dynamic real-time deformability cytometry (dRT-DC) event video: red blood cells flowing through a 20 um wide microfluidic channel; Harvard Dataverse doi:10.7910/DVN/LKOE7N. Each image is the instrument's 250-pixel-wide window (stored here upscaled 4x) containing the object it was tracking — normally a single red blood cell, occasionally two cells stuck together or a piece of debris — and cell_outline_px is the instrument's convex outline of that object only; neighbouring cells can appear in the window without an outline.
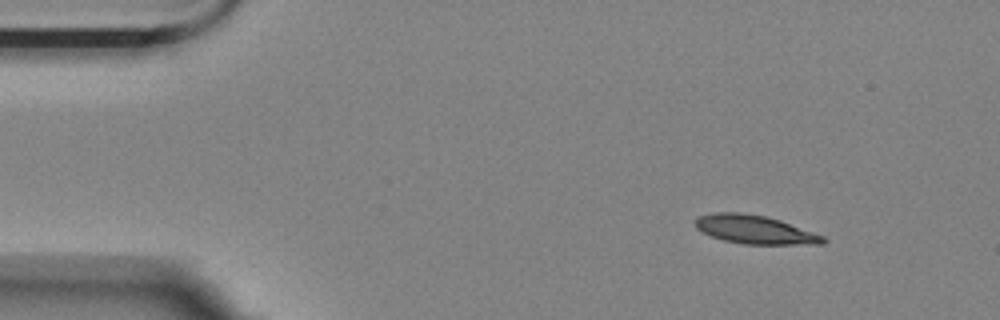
{"species": "Egyptian fruit bat (a non-hibernating species)", "species_latin": "Rousettus aegyptiacus", "temperature_condition": "room temperature", "stored_images_in_passage": 10, "camera_frame_rate_fps": 3000, "um_per_image_px": 0.085, "animal": {"sex": "female"}, "frame": {"image": 1, "passage_image": 1, "time_ms": 0.0, "image_size_px": [1000, 320], "cell_outline_px": [[828, 240], [824, 244], [744, 244], [724, 240], [712, 236], [696, 228], [692, 224], [700, 216], [712, 212], [740, 212], [764, 216], [780, 220], [824, 236]], "centroid_in_image_um": [64.16, 19.51], "position_along_channel_um": 20.8, "area_um2": 21.15}}
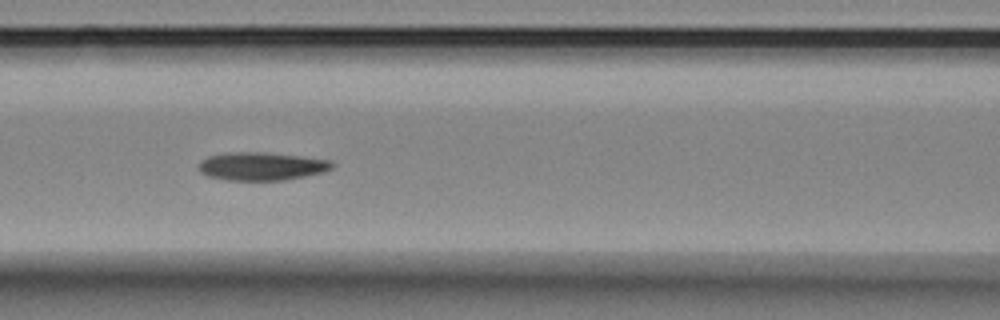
{"frame": {"image": 2, "passage_image": 6, "time_ms": 1.667, "image_size_px": [1000, 320], "cell_outline_px": [[336, 164], [332, 168], [324, 172], [284, 180], [228, 180], [208, 176], [200, 172], [200, 164], [208, 156], [228, 152], [264, 152], [332, 160]], "centroid_in_image_um": [22.28, 14.13], "position_along_channel_um": 144.3, "area_um2": 21.73}}
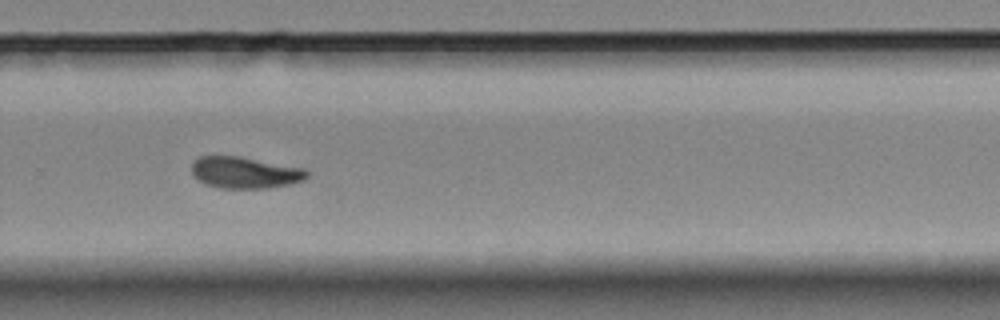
{"frame": {"image": 3, "passage_image": 10, "time_ms": 3.0, "image_size_px": [1000, 320], "cell_outline_px": [[308, 176], [304, 180], [288, 184], [268, 188], [220, 188], [204, 184], [196, 180], [192, 176], [192, 160], [200, 156], [240, 156], [304, 168], [308, 172]], "centroid_in_image_um": [20.77, 14.66], "position_along_channel_um": 309.0, "area_um2": 21.39}}